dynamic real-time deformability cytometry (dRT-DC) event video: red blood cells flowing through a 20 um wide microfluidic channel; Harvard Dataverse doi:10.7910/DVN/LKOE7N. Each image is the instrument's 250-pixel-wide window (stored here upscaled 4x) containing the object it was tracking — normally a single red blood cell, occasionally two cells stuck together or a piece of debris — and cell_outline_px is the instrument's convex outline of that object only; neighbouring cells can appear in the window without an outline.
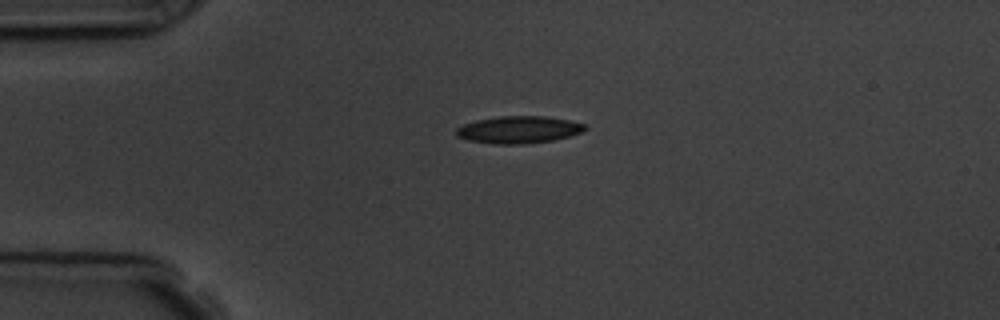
{"species": "common noctule bat (a hibernating species)", "species_latin": "Nyctalus noctula", "temperature_condition": "room temperature", "stored_images_in_passage": 2, "camera_frame_rate_fps": 3000, "um_per_image_px": 0.085, "animal": {"sex": "male", "body_mass_g": 19.5, "forearm_length_mm": 54.6}, "frame": {"image": 1, "passage_image": 1, "time_ms": 0.0, "image_size_px": [1000, 320], "cell_outline_px": [[588, 128], [580, 132], [568, 136], [552, 140], [524, 144], [492, 144], [468, 140], [456, 136], [456, 128], [464, 124], [476, 120], [500, 116], [544, 116], [568, 120], [588, 124]], "centroid_in_image_um": [44.08, 11.02], "position_along_channel_um": 40.9, "area_um2": 20.4}}